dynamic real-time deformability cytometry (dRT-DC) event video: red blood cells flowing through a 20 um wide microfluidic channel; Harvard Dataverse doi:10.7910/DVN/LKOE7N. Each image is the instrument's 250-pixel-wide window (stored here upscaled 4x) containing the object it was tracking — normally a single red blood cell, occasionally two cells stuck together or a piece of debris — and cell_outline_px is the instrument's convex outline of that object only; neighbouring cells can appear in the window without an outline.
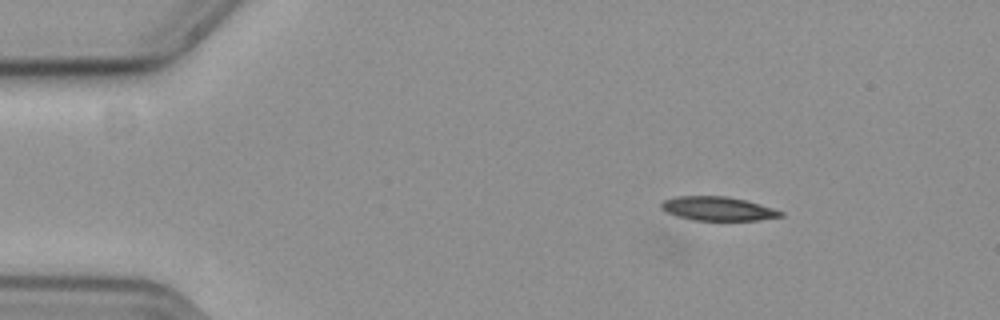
{"species": "common noctule bat (a hibernating species)", "species_latin": "Nyctalus noctula", "temperature_condition": "cold", "stored_images_in_passage": 4, "camera_frame_rate_fps": 3000, "um_per_image_px": 0.085, "animal": {"sex": "female", "body_mass_g": 19.3, "forearm_length_mm": 54.1}, "frame": {"image": 1, "passage_image": 4, "time_ms": 1.0, "image_size_px": [1000, 320], "cell_outline_px": [[784, 216], [760, 220], [696, 220], [676, 216], [660, 208], [660, 204], [664, 200], [676, 196], [728, 196], [744, 200], [772, 208], [784, 212]], "centroid_in_image_um": [61.01, 17.73], "position_along_channel_um": 24.0, "area_um2": 16.53}}